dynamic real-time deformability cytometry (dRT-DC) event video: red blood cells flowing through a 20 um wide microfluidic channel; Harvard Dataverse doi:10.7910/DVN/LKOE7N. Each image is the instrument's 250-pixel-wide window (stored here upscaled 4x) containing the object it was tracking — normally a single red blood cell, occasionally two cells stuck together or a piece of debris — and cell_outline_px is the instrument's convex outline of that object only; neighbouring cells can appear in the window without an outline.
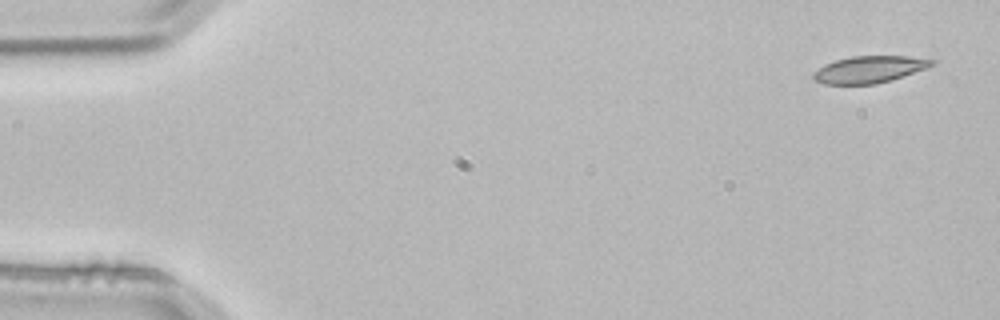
{"species": "common noctule bat (a hibernating species)", "species_latin": "Nyctalus noctula", "temperature_condition": "room temperature", "stored_images_in_passage": 5, "segment_of_instrument_passage": [1, 2], "camera_frame_rate_fps": 3000, "um_per_image_px": 0.085, "animal": {"sex": "male", "body_mass_g": 21.5, "forearm_length_mm": 52.0}, "frame": {"image": 1, "passage_image": 1, "time_ms": 0.0, "image_size_px": [1000, 320], "cell_outline_px": [[936, 64], [892, 80], [876, 84], [824, 84], [812, 80], [812, 72], [824, 64], [836, 60], [852, 56], [908, 56], [936, 60]], "centroid_in_image_um": [73.85, 5.9], "position_along_channel_um": 11.1, "area_um2": 18.67}}
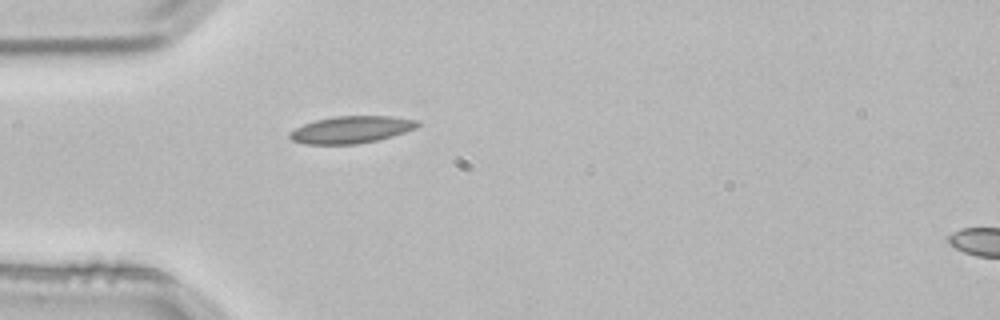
{"frame": {"image": 2, "passage_image": 4, "time_ms": 1.0, "image_size_px": [1000, 320], "cell_outline_px": [[420, 124], [416, 128], [392, 136], [376, 140], [356, 144], [304, 144], [292, 140], [288, 136], [288, 132], [304, 124], [316, 120], [336, 116], [392, 116], [420, 120]], "centroid_in_image_um": [29.86, 11.01], "position_along_channel_um": 55.1, "area_um2": 20.17}}